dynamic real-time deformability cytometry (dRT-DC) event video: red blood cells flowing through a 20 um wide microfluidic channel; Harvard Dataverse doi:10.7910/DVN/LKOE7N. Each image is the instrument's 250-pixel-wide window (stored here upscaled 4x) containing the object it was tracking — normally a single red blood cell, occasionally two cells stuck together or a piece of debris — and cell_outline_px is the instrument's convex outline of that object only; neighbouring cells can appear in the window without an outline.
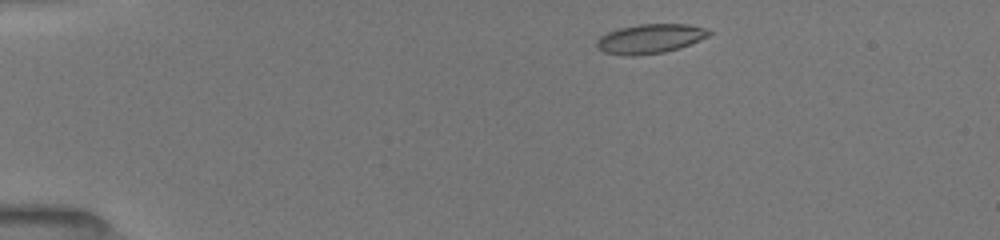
{"species": "common noctule bat (a hibernating species)", "species_latin": "Nyctalus noctula", "temperature_condition": "room temperature", "stored_images_in_passage": 44, "camera_frame_rate_fps": 3000, "um_per_image_px": 0.085, "animal": {"sex": "female", "body_mass_g": 19.5, "forearm_length_mm": 54.1}, "frame": {"image": 1, "passage_image": 2, "time_ms": 0.333, "image_size_px": [1000, 240], "cell_outline_px": [[712, 32], [708, 36], [700, 40], [680, 48], [664, 52], [636, 56], [624, 56], [604, 52], [596, 48], [596, 40], [600, 36], [608, 32], [620, 28], [640, 24], [688, 24], [708, 28]], "centroid_in_image_um": [55.25, 3.3], "position_along_channel_um": 29.7, "area_um2": 19.42}}
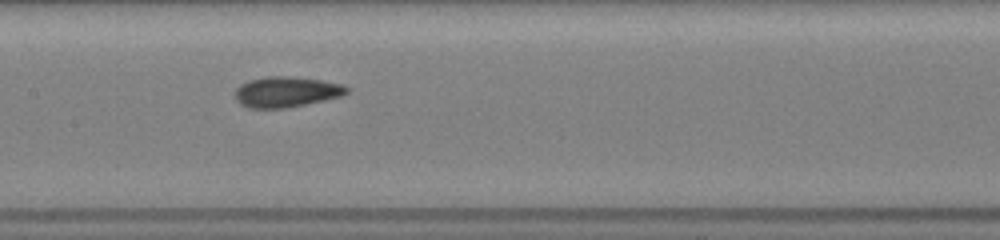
{"frame": {"image": 2, "passage_image": 19, "time_ms": 6.0, "image_size_px": [1000, 240], "cell_outline_px": [[352, 88], [348, 92], [340, 96], [324, 100], [284, 108], [248, 108], [240, 104], [236, 100], [236, 88], [240, 84], [248, 80], [268, 76], [288, 76], [320, 80], [344, 84]], "centroid_in_image_um": [24.34, 7.8], "position_along_channel_um": 183.1, "area_um2": 19.88}}
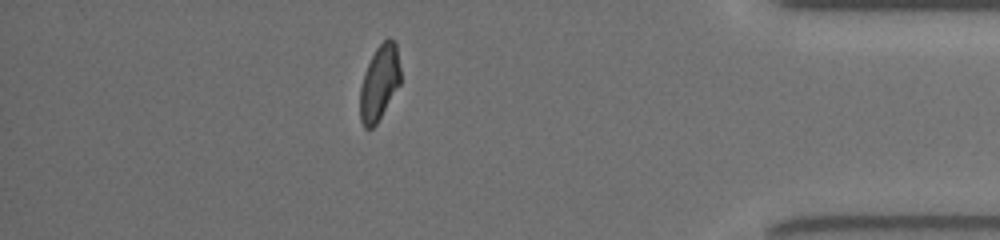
{"frame": {"image": 3, "passage_image": 38, "time_ms": 12.333, "image_size_px": [1000, 240], "cell_outline_px": [[400, 84], [376, 124], [372, 128], [364, 128], [360, 120], [360, 88], [364, 72], [376, 48], [388, 36], [396, 40], [400, 68]], "centroid_in_image_um": [32.25, 7.0], "position_along_channel_um": 402.9, "area_um2": 17.74}, "authors_computed_cell_mechanics": {"area_um2": 19.1318, "velocity_mm_per_s": 3.9903, "shape_relaxation_time_tau1_ms": 3.2703, "shape_relaxation_time_tau2_ms": 1.2359, "deformation_change_tau1": 0.1343, "deformation_change_tau2": 0.0834}}